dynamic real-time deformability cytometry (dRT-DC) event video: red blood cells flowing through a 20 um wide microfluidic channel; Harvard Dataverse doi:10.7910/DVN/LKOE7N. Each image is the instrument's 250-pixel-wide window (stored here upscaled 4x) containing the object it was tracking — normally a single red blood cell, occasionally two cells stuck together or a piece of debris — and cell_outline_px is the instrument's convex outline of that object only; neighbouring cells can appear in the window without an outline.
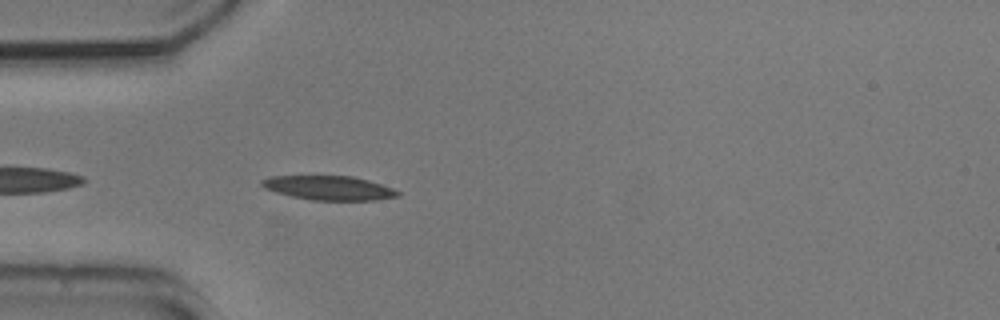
{"species": "common noctule bat (a hibernating species)", "species_latin": "Nyctalus noctula", "temperature_condition": "cold", "stored_images_in_passage": 13, "camera_frame_rate_fps": 3000, "um_per_image_px": 0.085, "animal": {"sex": "male", "body_mass_g": 20.5, "forearm_length_mm": 52.5}, "frame": {"image": 1, "passage_image": 4, "time_ms": 1.0, "image_size_px": [1000, 320], "cell_outline_px": [[400, 196], [376, 200], [312, 200], [292, 196], [276, 192], [264, 188], [260, 184], [260, 180], [268, 176], [352, 176], [368, 180], [392, 188], [400, 192]], "centroid_in_image_um": [27.94, 15.97], "position_along_channel_um": 57.1, "area_um2": 19.13}}